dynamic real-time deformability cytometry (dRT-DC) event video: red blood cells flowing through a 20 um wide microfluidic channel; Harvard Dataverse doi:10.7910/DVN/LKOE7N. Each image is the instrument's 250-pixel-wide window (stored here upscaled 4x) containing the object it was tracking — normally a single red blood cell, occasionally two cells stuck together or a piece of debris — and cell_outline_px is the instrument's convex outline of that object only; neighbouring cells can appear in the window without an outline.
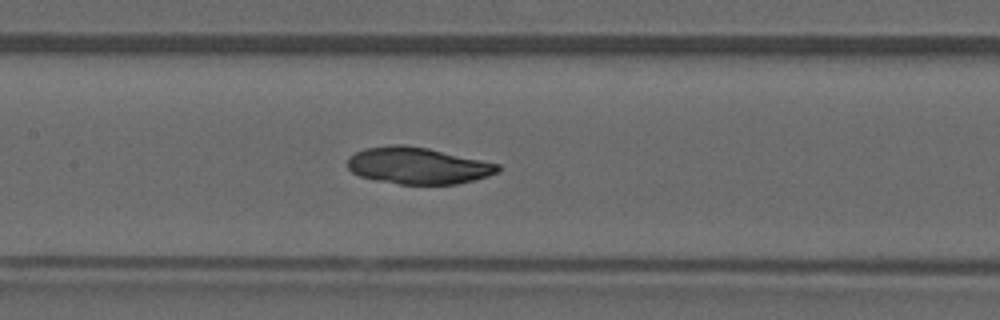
{"species": "common noctule bat (a hibernating species)", "species_latin": "Nyctalus noctula", "temperature_condition": "warm", "stored_images_in_passage": 41, "camera_frame_rate_fps": 3000, "um_per_image_px": 0.085, "animal": {"sex": "male", "forearm_length_mm": 52.5}, "frame": {"image": 1, "passage_image": 18, "time_ms": 5.667, "image_size_px": [1000, 320], "cell_outline_px": [[500, 172], [476, 180], [456, 184], [400, 184], [376, 180], [360, 176], [352, 172], [348, 168], [348, 156], [364, 148], [388, 144], [404, 144], [428, 148], [500, 164]], "centroid_in_image_um": [35.52, 14.07], "position_along_channel_um": 171.9, "area_um2": 32.37}}